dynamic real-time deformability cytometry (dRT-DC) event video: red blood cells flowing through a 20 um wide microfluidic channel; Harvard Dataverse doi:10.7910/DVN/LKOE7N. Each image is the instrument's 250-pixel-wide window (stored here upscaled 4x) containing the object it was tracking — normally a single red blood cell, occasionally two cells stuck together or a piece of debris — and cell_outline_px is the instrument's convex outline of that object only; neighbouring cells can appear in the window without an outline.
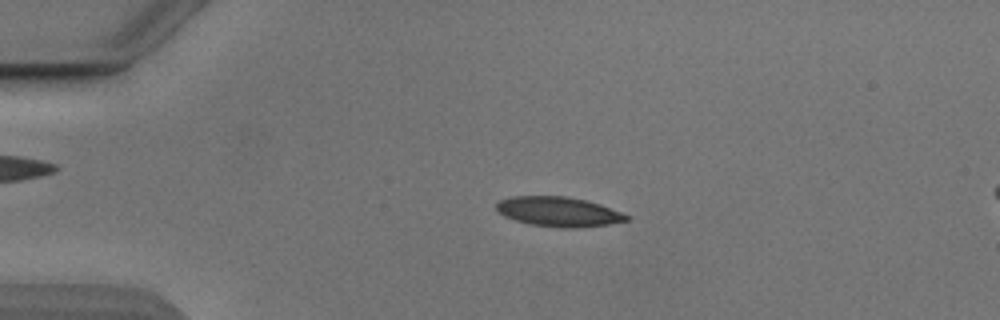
{"species": "Egyptian fruit bat (a non-hibernating species)", "species_latin": "Rousettus aegyptiacus", "temperature_condition": "cold", "stored_images_in_passage": 53, "camera_frame_rate_fps": 3000, "um_per_image_px": 0.085, "animal": {"sex": "male"}, "frame": {"image": 1, "passage_image": 12, "time_ms": 3.667, "image_size_px": [1000, 320], "cell_outline_px": [[628, 220], [608, 224], [576, 228], [560, 228], [528, 224], [504, 216], [496, 212], [496, 204], [500, 200], [512, 196], [568, 196], [600, 204], [620, 212], [628, 216]], "centroid_in_image_um": [47.42, 17.99], "position_along_channel_um": 37.6, "area_um2": 22.48}}
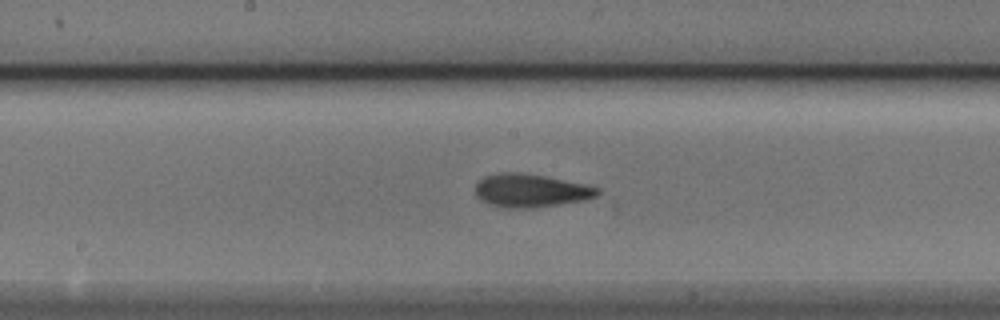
{"frame": {"image": 2, "passage_image": 28, "time_ms": 9.0, "image_size_px": [1000, 320], "cell_outline_px": [[600, 192], [596, 196], [584, 200], [560, 204], [532, 208], [508, 208], [488, 204], [480, 200], [476, 196], [476, 184], [484, 176], [500, 172], [520, 172], [544, 176], [584, 184], [600, 188]], "centroid_in_image_um": [45.08, 16.2], "position_along_channel_um": 203.1, "area_um2": 23.64}}
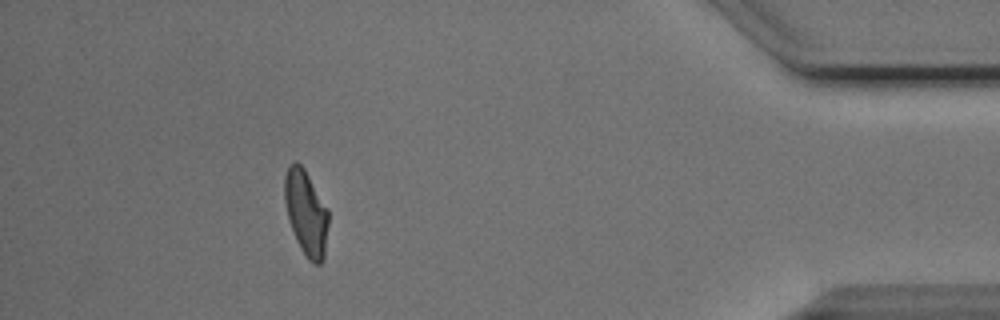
{"frame": {"image": 3, "passage_image": 48, "time_ms": 15.667, "image_size_px": [1000, 320], "cell_outline_px": [[328, 224], [324, 256], [320, 264], [312, 264], [308, 260], [300, 248], [296, 240], [288, 220], [284, 200], [284, 176], [288, 168], [296, 160], [304, 168], [328, 208]], "centroid_in_image_um": [26.01, 18.09], "position_along_channel_um": 409.2, "area_um2": 21.85}, "authors_computed_cell_mechanics": {"area_um2": 22.3686, "velocity_mm_per_s": 3.8654, "shape_relaxation_time_tau1_ms": 3.9025, "shape_relaxation_time_tau2_ms": 2.6556, "deformation_change_tau1": 0.165, "deformation_change_tau2": 0.0944}}